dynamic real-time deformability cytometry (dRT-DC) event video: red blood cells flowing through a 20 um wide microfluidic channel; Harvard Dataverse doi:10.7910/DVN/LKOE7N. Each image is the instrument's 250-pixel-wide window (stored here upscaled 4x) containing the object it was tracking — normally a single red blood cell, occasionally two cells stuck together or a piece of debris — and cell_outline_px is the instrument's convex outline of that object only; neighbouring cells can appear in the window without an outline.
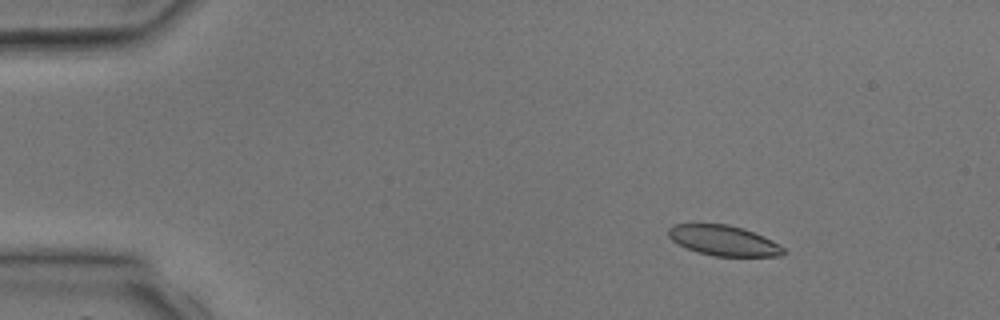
{"species": "common noctule bat (a hibernating species)", "species_latin": "Nyctalus noctula", "temperature_condition": "room temperature", "stored_images_in_passage": 3, "camera_frame_rate_fps": 3000, "um_per_image_px": 0.085, "animal": {"sex": "male", "body_mass_g": 17.9, "forearm_length_mm": 54.2}, "frame": {"image": 1, "passage_image": 1, "time_ms": 0.0, "image_size_px": [1000, 320], "cell_outline_px": [[788, 252], [780, 256], [712, 256], [688, 248], [672, 240], [668, 236], [668, 228], [672, 224], [728, 224], [764, 236], [780, 244]], "centroid_in_image_um": [61.54, 20.45], "position_along_channel_um": 23.5, "area_um2": 20.17}}
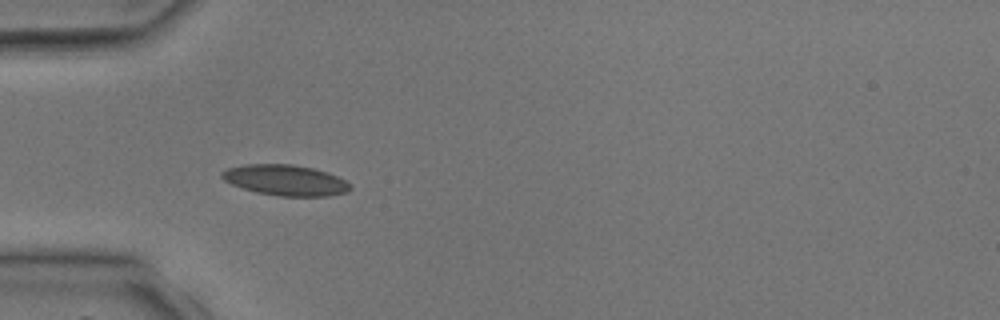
{"frame": {"image": 2, "passage_image": 3, "time_ms": 2.333, "image_size_px": [1000, 320], "cell_outline_px": [[352, 188], [348, 192], [328, 196], [280, 196], [256, 192], [232, 184], [224, 180], [220, 176], [220, 172], [228, 168], [244, 164], [292, 164], [312, 168], [328, 172], [352, 184]], "centroid_in_image_um": [24.28, 15.31], "position_along_channel_um": 60.7, "area_um2": 23.0}}